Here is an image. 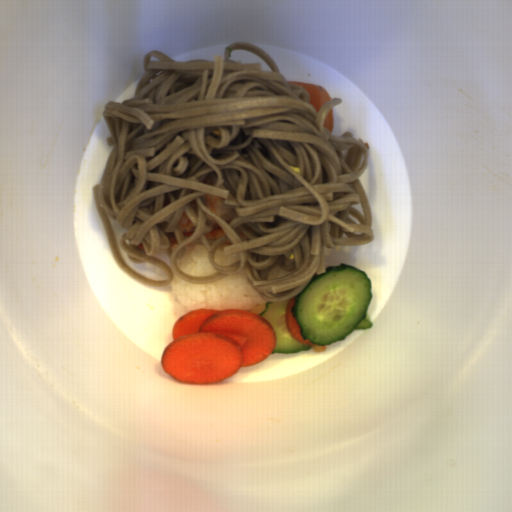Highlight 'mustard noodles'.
Masks as SVG:
<instances>
[{"label": "mustard noodles", "mask_w": 512, "mask_h": 512, "mask_svg": "<svg viewBox=\"0 0 512 512\" xmlns=\"http://www.w3.org/2000/svg\"><path fill=\"white\" fill-rule=\"evenodd\" d=\"M233 49L261 57L259 63L229 60ZM134 97L110 100L101 114L114 145L94 204L109 249L130 277L152 287L174 275L192 284L217 282L242 270L267 302L295 298L338 246L373 242V219L359 180L369 166V145L324 127L335 97L319 111L311 96L289 85L262 48L233 41L224 56L174 61L151 50ZM290 166L300 167L293 171ZM221 196L236 213L227 224L205 205ZM182 211L196 226L184 240L177 224ZM126 229L120 244L127 258L159 266L168 279H147L128 267L116 245L110 219ZM225 234L205 239L215 229ZM240 260L223 266L214 252ZM202 244L218 273L192 277L176 266L185 246Z\"/></svg>", "instance_id": "mustard-noodles-1"}]
</instances>
